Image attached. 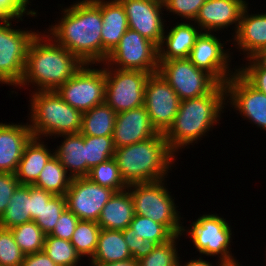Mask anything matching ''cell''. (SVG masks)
Wrapping results in <instances>:
<instances>
[{
	"label": "cell",
	"instance_id": "cell-1",
	"mask_svg": "<svg viewBox=\"0 0 266 266\" xmlns=\"http://www.w3.org/2000/svg\"><path fill=\"white\" fill-rule=\"evenodd\" d=\"M59 6L61 17L54 19L55 25L51 23L44 32L83 64H102L101 8L93 0H76L67 7Z\"/></svg>",
	"mask_w": 266,
	"mask_h": 266
},
{
	"label": "cell",
	"instance_id": "cell-2",
	"mask_svg": "<svg viewBox=\"0 0 266 266\" xmlns=\"http://www.w3.org/2000/svg\"><path fill=\"white\" fill-rule=\"evenodd\" d=\"M82 65L74 54L57 44L44 30L39 31L29 44L24 75L16 88H25L29 93L56 91Z\"/></svg>",
	"mask_w": 266,
	"mask_h": 266
},
{
	"label": "cell",
	"instance_id": "cell-3",
	"mask_svg": "<svg viewBox=\"0 0 266 266\" xmlns=\"http://www.w3.org/2000/svg\"><path fill=\"white\" fill-rule=\"evenodd\" d=\"M226 108L224 84L204 96L182 100L174 123L164 134L171 151L178 157L189 145L199 144L218 126Z\"/></svg>",
	"mask_w": 266,
	"mask_h": 266
},
{
	"label": "cell",
	"instance_id": "cell-4",
	"mask_svg": "<svg viewBox=\"0 0 266 266\" xmlns=\"http://www.w3.org/2000/svg\"><path fill=\"white\" fill-rule=\"evenodd\" d=\"M113 158L128 186L169 179L178 157L169 148L165 135L158 133L141 142L116 148Z\"/></svg>",
	"mask_w": 266,
	"mask_h": 266
},
{
	"label": "cell",
	"instance_id": "cell-5",
	"mask_svg": "<svg viewBox=\"0 0 266 266\" xmlns=\"http://www.w3.org/2000/svg\"><path fill=\"white\" fill-rule=\"evenodd\" d=\"M28 125L35 138L53 139L80 133L83 113L66 103L56 91L29 93Z\"/></svg>",
	"mask_w": 266,
	"mask_h": 266
},
{
	"label": "cell",
	"instance_id": "cell-6",
	"mask_svg": "<svg viewBox=\"0 0 266 266\" xmlns=\"http://www.w3.org/2000/svg\"><path fill=\"white\" fill-rule=\"evenodd\" d=\"M167 181L137 183L128 185L127 189L132 196L135 214L165 225L174 235H181L185 218L178 211L181 208L169 191Z\"/></svg>",
	"mask_w": 266,
	"mask_h": 266
},
{
	"label": "cell",
	"instance_id": "cell-7",
	"mask_svg": "<svg viewBox=\"0 0 266 266\" xmlns=\"http://www.w3.org/2000/svg\"><path fill=\"white\" fill-rule=\"evenodd\" d=\"M212 213L200 214L188 227L183 226L181 235L190 238L189 242L193 243V249L199 252L200 257H216L224 265L238 263L230 248L235 235L232 224L221 214Z\"/></svg>",
	"mask_w": 266,
	"mask_h": 266
},
{
	"label": "cell",
	"instance_id": "cell-8",
	"mask_svg": "<svg viewBox=\"0 0 266 266\" xmlns=\"http://www.w3.org/2000/svg\"><path fill=\"white\" fill-rule=\"evenodd\" d=\"M20 21L24 19L0 21V84L12 89H16L23 78L29 44L39 32L18 28L16 23Z\"/></svg>",
	"mask_w": 266,
	"mask_h": 266
},
{
	"label": "cell",
	"instance_id": "cell-9",
	"mask_svg": "<svg viewBox=\"0 0 266 266\" xmlns=\"http://www.w3.org/2000/svg\"><path fill=\"white\" fill-rule=\"evenodd\" d=\"M94 66H98V68ZM56 92L66 103L82 113L104 103L105 62L103 64H83Z\"/></svg>",
	"mask_w": 266,
	"mask_h": 266
},
{
	"label": "cell",
	"instance_id": "cell-10",
	"mask_svg": "<svg viewBox=\"0 0 266 266\" xmlns=\"http://www.w3.org/2000/svg\"><path fill=\"white\" fill-rule=\"evenodd\" d=\"M149 75L141 70L112 68L105 63V102L117 114L144 106Z\"/></svg>",
	"mask_w": 266,
	"mask_h": 266
},
{
	"label": "cell",
	"instance_id": "cell-11",
	"mask_svg": "<svg viewBox=\"0 0 266 266\" xmlns=\"http://www.w3.org/2000/svg\"><path fill=\"white\" fill-rule=\"evenodd\" d=\"M158 72L181 101L211 93L220 84L211 74L197 68L188 58L159 61Z\"/></svg>",
	"mask_w": 266,
	"mask_h": 266
},
{
	"label": "cell",
	"instance_id": "cell-12",
	"mask_svg": "<svg viewBox=\"0 0 266 266\" xmlns=\"http://www.w3.org/2000/svg\"><path fill=\"white\" fill-rule=\"evenodd\" d=\"M105 63L112 68L158 72L159 49L156 44L128 29Z\"/></svg>",
	"mask_w": 266,
	"mask_h": 266
},
{
	"label": "cell",
	"instance_id": "cell-13",
	"mask_svg": "<svg viewBox=\"0 0 266 266\" xmlns=\"http://www.w3.org/2000/svg\"><path fill=\"white\" fill-rule=\"evenodd\" d=\"M202 32L196 39L188 59L199 69L211 74L220 84H225L236 72L231 65L232 48H226L231 39L222 40L219 33ZM221 39H220V38ZM231 50V51H230ZM233 67V68H231Z\"/></svg>",
	"mask_w": 266,
	"mask_h": 266
},
{
	"label": "cell",
	"instance_id": "cell-14",
	"mask_svg": "<svg viewBox=\"0 0 266 266\" xmlns=\"http://www.w3.org/2000/svg\"><path fill=\"white\" fill-rule=\"evenodd\" d=\"M180 98L159 72L150 74L144 94V107L158 133L165 134L174 123Z\"/></svg>",
	"mask_w": 266,
	"mask_h": 266
},
{
	"label": "cell",
	"instance_id": "cell-15",
	"mask_svg": "<svg viewBox=\"0 0 266 266\" xmlns=\"http://www.w3.org/2000/svg\"><path fill=\"white\" fill-rule=\"evenodd\" d=\"M224 85L226 107L266 132V94L256 90L238 72Z\"/></svg>",
	"mask_w": 266,
	"mask_h": 266
},
{
	"label": "cell",
	"instance_id": "cell-16",
	"mask_svg": "<svg viewBox=\"0 0 266 266\" xmlns=\"http://www.w3.org/2000/svg\"><path fill=\"white\" fill-rule=\"evenodd\" d=\"M116 191L93 183L88 177L72 178L65 193L66 207L79 220L98 221L104 205Z\"/></svg>",
	"mask_w": 266,
	"mask_h": 266
},
{
	"label": "cell",
	"instance_id": "cell-17",
	"mask_svg": "<svg viewBox=\"0 0 266 266\" xmlns=\"http://www.w3.org/2000/svg\"><path fill=\"white\" fill-rule=\"evenodd\" d=\"M124 6L128 27L150 40L158 47L161 45L167 21L164 19V5L148 0H119Z\"/></svg>",
	"mask_w": 266,
	"mask_h": 266
},
{
	"label": "cell",
	"instance_id": "cell-18",
	"mask_svg": "<svg viewBox=\"0 0 266 266\" xmlns=\"http://www.w3.org/2000/svg\"><path fill=\"white\" fill-rule=\"evenodd\" d=\"M248 4V0H206L193 22L203 32L225 33L230 28L233 33L229 35L233 37L238 30L242 12Z\"/></svg>",
	"mask_w": 266,
	"mask_h": 266
},
{
	"label": "cell",
	"instance_id": "cell-19",
	"mask_svg": "<svg viewBox=\"0 0 266 266\" xmlns=\"http://www.w3.org/2000/svg\"><path fill=\"white\" fill-rule=\"evenodd\" d=\"M250 8L249 4L244 8L238 30L231 38L230 44V47L233 45L237 52L244 55L242 61L266 54V12L257 11L253 14Z\"/></svg>",
	"mask_w": 266,
	"mask_h": 266
},
{
	"label": "cell",
	"instance_id": "cell-20",
	"mask_svg": "<svg viewBox=\"0 0 266 266\" xmlns=\"http://www.w3.org/2000/svg\"><path fill=\"white\" fill-rule=\"evenodd\" d=\"M149 114L144 106L118 113L116 115L113 144L115 149L131 145L157 135Z\"/></svg>",
	"mask_w": 266,
	"mask_h": 266
},
{
	"label": "cell",
	"instance_id": "cell-21",
	"mask_svg": "<svg viewBox=\"0 0 266 266\" xmlns=\"http://www.w3.org/2000/svg\"><path fill=\"white\" fill-rule=\"evenodd\" d=\"M32 137L28 122H0L1 173H16L24 147Z\"/></svg>",
	"mask_w": 266,
	"mask_h": 266
},
{
	"label": "cell",
	"instance_id": "cell-22",
	"mask_svg": "<svg viewBox=\"0 0 266 266\" xmlns=\"http://www.w3.org/2000/svg\"><path fill=\"white\" fill-rule=\"evenodd\" d=\"M168 25L158 47L159 61L188 58L196 39L203 31L193 21L178 20L174 26Z\"/></svg>",
	"mask_w": 266,
	"mask_h": 266
},
{
	"label": "cell",
	"instance_id": "cell-23",
	"mask_svg": "<svg viewBox=\"0 0 266 266\" xmlns=\"http://www.w3.org/2000/svg\"><path fill=\"white\" fill-rule=\"evenodd\" d=\"M100 8L103 19L102 64L109 53L119 44L124 33L129 29L124 6L119 0H93Z\"/></svg>",
	"mask_w": 266,
	"mask_h": 266
},
{
	"label": "cell",
	"instance_id": "cell-24",
	"mask_svg": "<svg viewBox=\"0 0 266 266\" xmlns=\"http://www.w3.org/2000/svg\"><path fill=\"white\" fill-rule=\"evenodd\" d=\"M46 141L32 137L25 145L15 173L21 185H33L47 161L54 155V149H50Z\"/></svg>",
	"mask_w": 266,
	"mask_h": 266
},
{
	"label": "cell",
	"instance_id": "cell-25",
	"mask_svg": "<svg viewBox=\"0 0 266 266\" xmlns=\"http://www.w3.org/2000/svg\"><path fill=\"white\" fill-rule=\"evenodd\" d=\"M59 137L64 139L54 148V155L72 178L87 177L91 169L85 159V135L63 134L53 140Z\"/></svg>",
	"mask_w": 266,
	"mask_h": 266
},
{
	"label": "cell",
	"instance_id": "cell-26",
	"mask_svg": "<svg viewBox=\"0 0 266 266\" xmlns=\"http://www.w3.org/2000/svg\"><path fill=\"white\" fill-rule=\"evenodd\" d=\"M134 216L132 196L126 189L113 194L104 205L97 223L101 229L122 231L130 226Z\"/></svg>",
	"mask_w": 266,
	"mask_h": 266
},
{
	"label": "cell",
	"instance_id": "cell-27",
	"mask_svg": "<svg viewBox=\"0 0 266 266\" xmlns=\"http://www.w3.org/2000/svg\"><path fill=\"white\" fill-rule=\"evenodd\" d=\"M132 259L122 231L101 229L97 248L88 264H105Z\"/></svg>",
	"mask_w": 266,
	"mask_h": 266
},
{
	"label": "cell",
	"instance_id": "cell-28",
	"mask_svg": "<svg viewBox=\"0 0 266 266\" xmlns=\"http://www.w3.org/2000/svg\"><path fill=\"white\" fill-rule=\"evenodd\" d=\"M117 113L106 103L86 111L82 115L80 133L88 136H112Z\"/></svg>",
	"mask_w": 266,
	"mask_h": 266
},
{
	"label": "cell",
	"instance_id": "cell-29",
	"mask_svg": "<svg viewBox=\"0 0 266 266\" xmlns=\"http://www.w3.org/2000/svg\"><path fill=\"white\" fill-rule=\"evenodd\" d=\"M30 185H19L12 195L8 207L0 218V227L12 229L31 222Z\"/></svg>",
	"mask_w": 266,
	"mask_h": 266
},
{
	"label": "cell",
	"instance_id": "cell-30",
	"mask_svg": "<svg viewBox=\"0 0 266 266\" xmlns=\"http://www.w3.org/2000/svg\"><path fill=\"white\" fill-rule=\"evenodd\" d=\"M72 177L67 173L58 158L53 155L46 163L33 184L35 187L44 189L54 195H65Z\"/></svg>",
	"mask_w": 266,
	"mask_h": 266
},
{
	"label": "cell",
	"instance_id": "cell-31",
	"mask_svg": "<svg viewBox=\"0 0 266 266\" xmlns=\"http://www.w3.org/2000/svg\"><path fill=\"white\" fill-rule=\"evenodd\" d=\"M100 230L96 221L79 220L77 223L70 242L83 260L88 258L89 261L94 256Z\"/></svg>",
	"mask_w": 266,
	"mask_h": 266
},
{
	"label": "cell",
	"instance_id": "cell-32",
	"mask_svg": "<svg viewBox=\"0 0 266 266\" xmlns=\"http://www.w3.org/2000/svg\"><path fill=\"white\" fill-rule=\"evenodd\" d=\"M123 234H135L144 240H150L157 245L171 240L175 235L165 226L151 219L135 214L130 226L122 230Z\"/></svg>",
	"mask_w": 266,
	"mask_h": 266
},
{
	"label": "cell",
	"instance_id": "cell-33",
	"mask_svg": "<svg viewBox=\"0 0 266 266\" xmlns=\"http://www.w3.org/2000/svg\"><path fill=\"white\" fill-rule=\"evenodd\" d=\"M43 252L58 266H81L82 258L68 240L46 235Z\"/></svg>",
	"mask_w": 266,
	"mask_h": 266
},
{
	"label": "cell",
	"instance_id": "cell-34",
	"mask_svg": "<svg viewBox=\"0 0 266 266\" xmlns=\"http://www.w3.org/2000/svg\"><path fill=\"white\" fill-rule=\"evenodd\" d=\"M11 232L16 244L25 255L43 250L46 234L34 221L13 227Z\"/></svg>",
	"mask_w": 266,
	"mask_h": 266
},
{
	"label": "cell",
	"instance_id": "cell-35",
	"mask_svg": "<svg viewBox=\"0 0 266 266\" xmlns=\"http://www.w3.org/2000/svg\"><path fill=\"white\" fill-rule=\"evenodd\" d=\"M87 177L93 183L113 189L116 192L126 190L128 187L120 175L119 167L114 158L94 166Z\"/></svg>",
	"mask_w": 266,
	"mask_h": 266
},
{
	"label": "cell",
	"instance_id": "cell-36",
	"mask_svg": "<svg viewBox=\"0 0 266 266\" xmlns=\"http://www.w3.org/2000/svg\"><path fill=\"white\" fill-rule=\"evenodd\" d=\"M180 237L183 238L175 235L168 242L157 245L149 255L138 261V266H178Z\"/></svg>",
	"mask_w": 266,
	"mask_h": 266
},
{
	"label": "cell",
	"instance_id": "cell-37",
	"mask_svg": "<svg viewBox=\"0 0 266 266\" xmlns=\"http://www.w3.org/2000/svg\"><path fill=\"white\" fill-rule=\"evenodd\" d=\"M114 152L112 136L95 137L85 135V159L90 169L113 158Z\"/></svg>",
	"mask_w": 266,
	"mask_h": 266
},
{
	"label": "cell",
	"instance_id": "cell-38",
	"mask_svg": "<svg viewBox=\"0 0 266 266\" xmlns=\"http://www.w3.org/2000/svg\"><path fill=\"white\" fill-rule=\"evenodd\" d=\"M237 65V72L256 90L266 94V59L251 57Z\"/></svg>",
	"mask_w": 266,
	"mask_h": 266
},
{
	"label": "cell",
	"instance_id": "cell-39",
	"mask_svg": "<svg viewBox=\"0 0 266 266\" xmlns=\"http://www.w3.org/2000/svg\"><path fill=\"white\" fill-rule=\"evenodd\" d=\"M66 208L65 195H54L48 203H45L40 216L34 222L46 235H49Z\"/></svg>",
	"mask_w": 266,
	"mask_h": 266
},
{
	"label": "cell",
	"instance_id": "cell-40",
	"mask_svg": "<svg viewBox=\"0 0 266 266\" xmlns=\"http://www.w3.org/2000/svg\"><path fill=\"white\" fill-rule=\"evenodd\" d=\"M25 254L16 244L11 229L0 227V264L21 266Z\"/></svg>",
	"mask_w": 266,
	"mask_h": 266
},
{
	"label": "cell",
	"instance_id": "cell-41",
	"mask_svg": "<svg viewBox=\"0 0 266 266\" xmlns=\"http://www.w3.org/2000/svg\"><path fill=\"white\" fill-rule=\"evenodd\" d=\"M206 0H165L164 10L166 15H174L172 18H181L182 21H194L199 9ZM178 16V17H177Z\"/></svg>",
	"mask_w": 266,
	"mask_h": 266
},
{
	"label": "cell",
	"instance_id": "cell-42",
	"mask_svg": "<svg viewBox=\"0 0 266 266\" xmlns=\"http://www.w3.org/2000/svg\"><path fill=\"white\" fill-rule=\"evenodd\" d=\"M33 1V0H32ZM31 0H0V21L38 17V10L30 8ZM31 3V4H30ZM30 7H29V6ZM29 8V9H28Z\"/></svg>",
	"mask_w": 266,
	"mask_h": 266
},
{
	"label": "cell",
	"instance_id": "cell-43",
	"mask_svg": "<svg viewBox=\"0 0 266 266\" xmlns=\"http://www.w3.org/2000/svg\"><path fill=\"white\" fill-rule=\"evenodd\" d=\"M78 222L79 219L66 208L49 235L70 241Z\"/></svg>",
	"mask_w": 266,
	"mask_h": 266
},
{
	"label": "cell",
	"instance_id": "cell-44",
	"mask_svg": "<svg viewBox=\"0 0 266 266\" xmlns=\"http://www.w3.org/2000/svg\"><path fill=\"white\" fill-rule=\"evenodd\" d=\"M20 185L15 173L0 172V218L8 207L9 201Z\"/></svg>",
	"mask_w": 266,
	"mask_h": 266
},
{
	"label": "cell",
	"instance_id": "cell-45",
	"mask_svg": "<svg viewBox=\"0 0 266 266\" xmlns=\"http://www.w3.org/2000/svg\"><path fill=\"white\" fill-rule=\"evenodd\" d=\"M125 242L128 245L132 258L136 261L149 255L157 246V244L150 240L139 238L135 234H123Z\"/></svg>",
	"mask_w": 266,
	"mask_h": 266
},
{
	"label": "cell",
	"instance_id": "cell-46",
	"mask_svg": "<svg viewBox=\"0 0 266 266\" xmlns=\"http://www.w3.org/2000/svg\"><path fill=\"white\" fill-rule=\"evenodd\" d=\"M53 196L54 194L51 192L30 185V217L32 221L40 216L45 203H48Z\"/></svg>",
	"mask_w": 266,
	"mask_h": 266
},
{
	"label": "cell",
	"instance_id": "cell-47",
	"mask_svg": "<svg viewBox=\"0 0 266 266\" xmlns=\"http://www.w3.org/2000/svg\"><path fill=\"white\" fill-rule=\"evenodd\" d=\"M21 266H58L44 252L26 254Z\"/></svg>",
	"mask_w": 266,
	"mask_h": 266
},
{
	"label": "cell",
	"instance_id": "cell-48",
	"mask_svg": "<svg viewBox=\"0 0 266 266\" xmlns=\"http://www.w3.org/2000/svg\"><path fill=\"white\" fill-rule=\"evenodd\" d=\"M183 257H179L178 260V266H224V264L220 261L217 260L215 263L213 261H210V259L205 260L204 257H195L194 259L191 258V260H182ZM184 261V262H183Z\"/></svg>",
	"mask_w": 266,
	"mask_h": 266
},
{
	"label": "cell",
	"instance_id": "cell-49",
	"mask_svg": "<svg viewBox=\"0 0 266 266\" xmlns=\"http://www.w3.org/2000/svg\"><path fill=\"white\" fill-rule=\"evenodd\" d=\"M89 266H138V261L132 259L114 263H105V264H88ZM87 265V266H88Z\"/></svg>",
	"mask_w": 266,
	"mask_h": 266
},
{
	"label": "cell",
	"instance_id": "cell-50",
	"mask_svg": "<svg viewBox=\"0 0 266 266\" xmlns=\"http://www.w3.org/2000/svg\"><path fill=\"white\" fill-rule=\"evenodd\" d=\"M148 1H152V2H155V3H158V4H163L165 3V0H148Z\"/></svg>",
	"mask_w": 266,
	"mask_h": 266
},
{
	"label": "cell",
	"instance_id": "cell-51",
	"mask_svg": "<svg viewBox=\"0 0 266 266\" xmlns=\"http://www.w3.org/2000/svg\"><path fill=\"white\" fill-rule=\"evenodd\" d=\"M227 266H243V265H241L240 262H238V263H235V264H227Z\"/></svg>",
	"mask_w": 266,
	"mask_h": 266
}]
</instances>
